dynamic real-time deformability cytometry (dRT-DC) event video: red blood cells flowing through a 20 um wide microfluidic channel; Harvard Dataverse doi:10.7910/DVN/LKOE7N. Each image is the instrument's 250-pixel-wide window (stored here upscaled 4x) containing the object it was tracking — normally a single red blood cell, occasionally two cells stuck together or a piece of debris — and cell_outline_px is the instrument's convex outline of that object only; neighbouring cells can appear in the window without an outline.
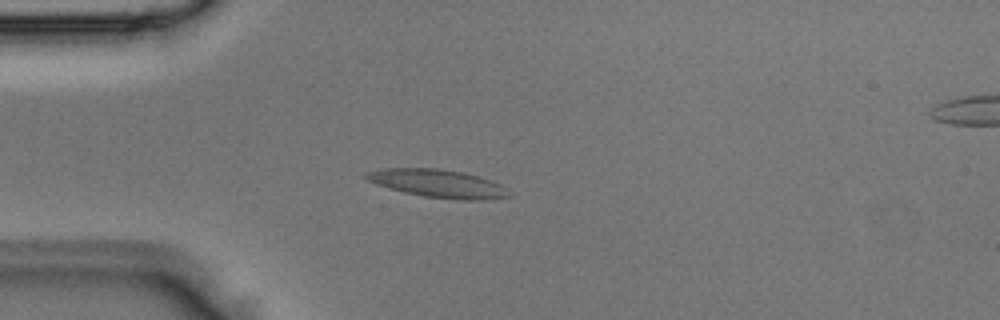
{"species": "Egyptian fruit bat (a non-hibernating species)", "species_latin": "Rousettus aegyptiacus", "temperature_condition": "room temperature", "stored_images_in_passage": 3, "camera_frame_rate_fps": 3000, "um_per_image_px": 0.085, "animal": {"sex": "male"}, "frame": {"image": 1, "passage_image": 2, "time_ms": 0.333, "image_size_px": [1000, 320], "cell_outline_px": [[512, 196], [480, 200], [460, 200], [424, 196], [404, 192], [376, 184], [368, 180], [364, 176], [364, 172], [384, 168], [440, 168], [464, 172], [480, 176], [492, 180], [500, 184]], "centroid_in_image_um": [37.22, 15.58], "position_along_channel_um": 47.8, "area_um2": 23.35}}